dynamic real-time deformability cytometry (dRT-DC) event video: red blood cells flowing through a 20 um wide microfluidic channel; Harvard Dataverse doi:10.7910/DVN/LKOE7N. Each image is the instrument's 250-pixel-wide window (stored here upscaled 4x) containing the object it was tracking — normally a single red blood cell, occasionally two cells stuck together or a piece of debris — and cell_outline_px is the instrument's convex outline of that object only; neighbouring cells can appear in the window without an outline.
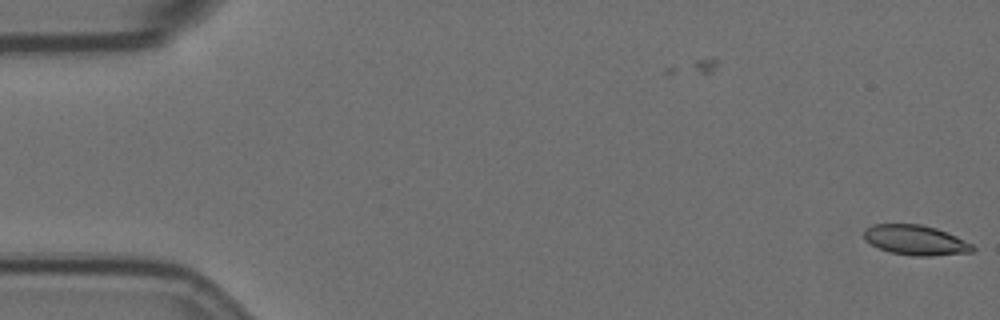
{"species": "Egyptian fruit bat (a non-hibernating species)", "species_latin": "Rousettus aegyptiacus", "temperature_condition": "room temperature", "stored_images_in_passage": 58, "camera_frame_rate_fps": 3000, "um_per_image_px": 0.085, "animal": {"sex": "female"}, "frame": {"image": 1, "passage_image": 1, "time_ms": 0.0, "image_size_px": [1000, 320], "cell_outline_px": [[976, 248], [972, 252], [932, 256], [912, 256], [888, 252], [864, 240], [864, 232], [872, 224], [920, 224], [936, 228], [948, 232], [972, 244]], "centroid_in_image_um": [77.84, 20.41], "position_along_channel_um": 7.2, "area_um2": 19.02}}
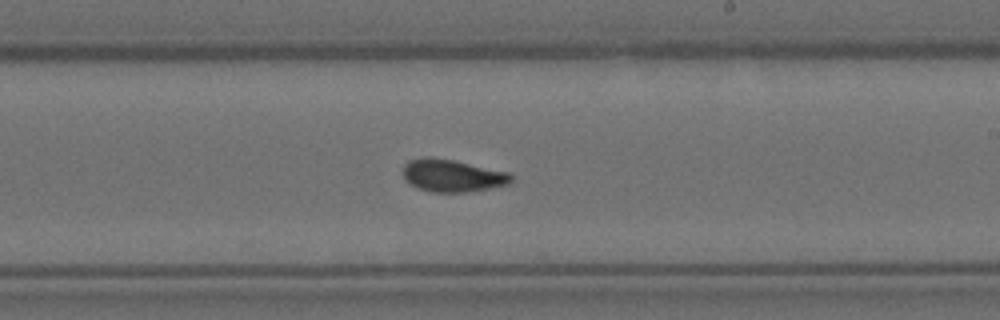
{"frame": {"image": 2, "passage_image": 34, "time_ms": 11.0, "image_size_px": [1000, 320], "cell_outline_px": [[512, 180], [508, 184], [468, 192], [432, 192], [420, 188], [404, 180], [400, 172], [404, 164], [408, 160], [428, 156], [432, 156], [452, 160], [508, 172], [512, 176]], "centroid_in_image_um": [38.37, 14.91], "position_along_channel_um": 250.6, "area_um2": 20.46}}
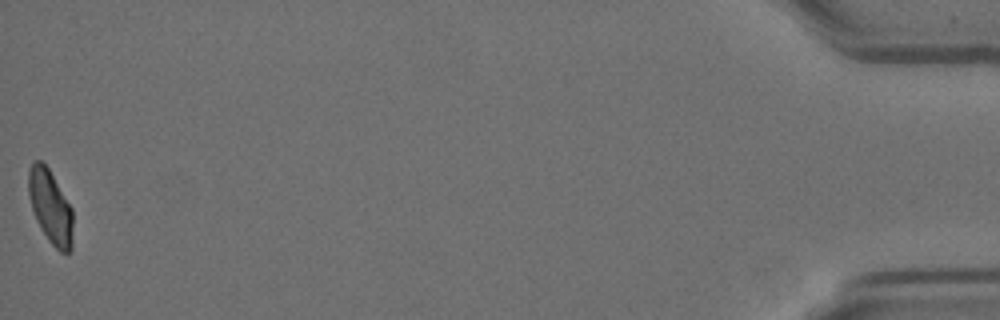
{"frame": {"image": 3, "passage_image": 58, "time_ms": 19.0, "image_size_px": [1000, 320], "cell_outline_px": [[72, 248], [68, 252], [60, 252], [48, 240], [40, 228], [36, 220], [28, 196], [28, 168], [32, 160], [40, 160], [48, 168], [72, 208]], "centroid_in_image_um": [4.26, 17.56], "position_along_channel_um": 430.9, "area_um2": 19.07}, "authors_computed_cell_mechanics": {"area_um2": 19.9699, "velocity_mm_per_s": 3.5017, "shape_relaxation_time_tau1_ms": 9.9981, "shape_relaxation_time_tau2_ms": 1.5022, "deformation_change_tau1": 0.1848, "deformation_change_tau2": 0.0519}}